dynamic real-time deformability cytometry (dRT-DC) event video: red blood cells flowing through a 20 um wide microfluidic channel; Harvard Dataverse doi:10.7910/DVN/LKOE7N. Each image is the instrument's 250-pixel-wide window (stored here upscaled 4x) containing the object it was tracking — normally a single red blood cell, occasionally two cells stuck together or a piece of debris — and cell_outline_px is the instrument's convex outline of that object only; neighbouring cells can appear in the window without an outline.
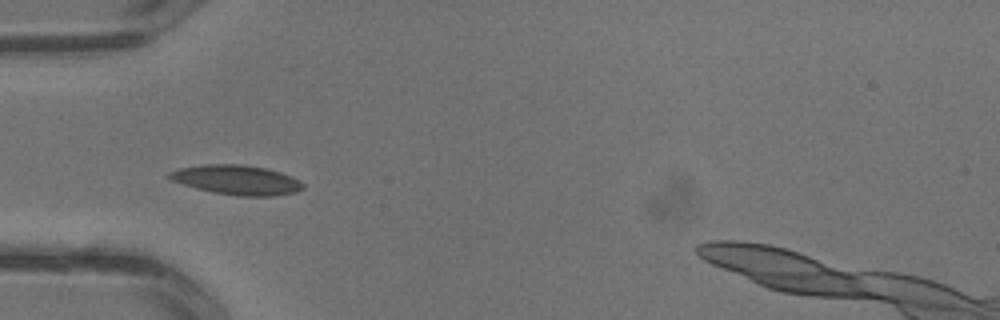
{"species": "common noctule bat (a hibernating species)", "species_latin": "Nyctalus noctula", "temperature_condition": "warm", "stored_images_in_passage": 3, "camera_frame_rate_fps": 3000, "um_per_image_px": 0.085, "animal": {"sex": "male", "body_mass_g": 13.3}, "frame": {"image": 1, "passage_image": 3, "time_ms": 0.667, "image_size_px": [1000, 320], "cell_outline_px": [[304, 188], [296, 192], [272, 196], [236, 196], [212, 192], [196, 188], [172, 180], [168, 176], [168, 172], [180, 168], [204, 164], [244, 164], [264, 168], [280, 172], [292, 176], [300, 180], [304, 184]], "centroid_in_image_um": [20.15, 15.29], "position_along_channel_um": 64.9, "area_um2": 23.06}}